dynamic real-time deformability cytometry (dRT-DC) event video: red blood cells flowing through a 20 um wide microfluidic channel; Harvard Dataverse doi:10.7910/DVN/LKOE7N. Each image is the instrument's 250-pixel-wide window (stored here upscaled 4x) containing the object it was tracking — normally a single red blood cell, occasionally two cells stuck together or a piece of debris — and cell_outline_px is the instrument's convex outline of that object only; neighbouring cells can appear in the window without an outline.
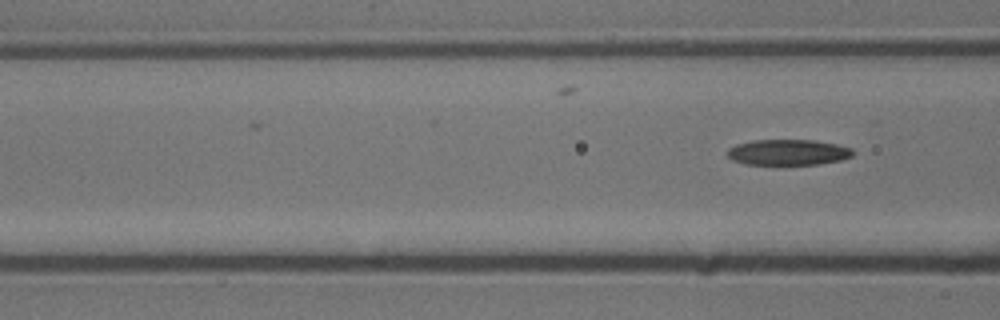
{"species": "common noctule bat (a hibernating species)", "species_latin": "Nyctalus noctula", "temperature_condition": "cold", "stored_images_in_passage": 5, "segment_of_instrument_passage": [2, 2], "camera_frame_rate_fps": 3000, "um_per_image_px": 0.085, "animal": {"sex": "male", "body_mass_g": 13.3}, "frame": {"image": 1, "passage_image": 5, "time_ms": 1.333, "image_size_px": [1000, 320], "cell_outline_px": [[856, 152], [852, 156], [840, 160], [820, 164], [744, 164], [732, 160], [728, 156], [728, 148], [736, 144], [752, 140], [816, 140], [836, 144], [852, 148]], "centroid_in_image_um": [67.0, 12.94], "position_along_channel_um": 99.6, "area_um2": 18.9}}